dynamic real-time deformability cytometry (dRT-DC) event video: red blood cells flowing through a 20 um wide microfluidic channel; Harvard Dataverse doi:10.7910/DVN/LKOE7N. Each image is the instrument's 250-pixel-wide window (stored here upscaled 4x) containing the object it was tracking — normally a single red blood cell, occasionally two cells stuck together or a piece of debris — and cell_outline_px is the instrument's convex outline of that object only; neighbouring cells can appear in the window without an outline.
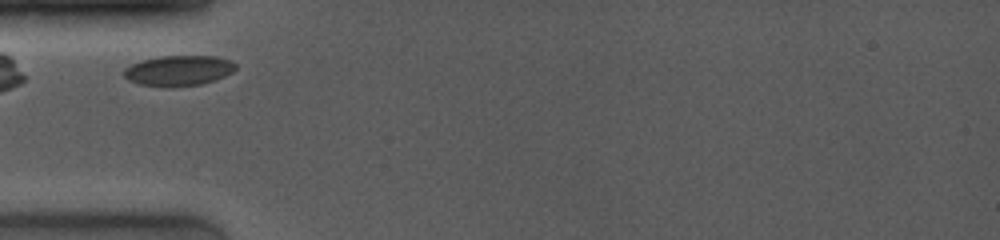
{"species": "common noctule bat (a hibernating species)", "species_latin": "Nyctalus noctula", "temperature_condition": "room temperature", "stored_images_in_passage": 7, "camera_frame_rate_fps": 4000, "um_per_image_px": 0.085, "animal": {"sex": "female", "body_mass_g": 19.0, "forearm_length_mm": 53.3}, "frame": {"image": 1, "passage_image": 2, "time_ms": 0.5, "image_size_px": [1000, 240], "cell_outline_px": [[236, 68], [232, 72], [224, 76], [200, 84], [164, 88], [140, 84], [128, 80], [124, 76], [124, 68], [132, 64], [144, 60], [160, 56], [216, 56], [228, 60], [236, 64]], "centroid_in_image_um": [15.15, 6.01], "position_along_channel_um": 69.8, "area_um2": 19.65}}